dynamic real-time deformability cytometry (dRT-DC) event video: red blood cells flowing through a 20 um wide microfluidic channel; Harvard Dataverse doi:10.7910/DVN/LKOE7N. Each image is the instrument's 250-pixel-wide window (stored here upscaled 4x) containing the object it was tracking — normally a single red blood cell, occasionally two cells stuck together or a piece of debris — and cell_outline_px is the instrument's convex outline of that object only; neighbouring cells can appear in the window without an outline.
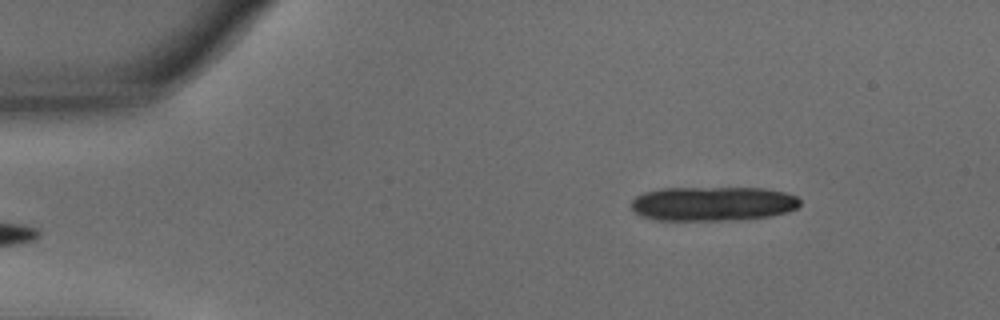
{"species": "common noctule bat (a hibernating species)", "species_latin": "Nyctalus noctula", "temperature_condition": "warm", "stored_images_in_passage": 12, "camera_frame_rate_fps": 3000, "um_per_image_px": 0.085, "animal": {"sex": "male", "body_mass_g": 15.6}, "frame": {"image": 1, "passage_image": 2, "time_ms": 0.333, "image_size_px": [1000, 320], "cell_outline_px": [[800, 204], [796, 208], [788, 212], [768, 216], [736, 220], [656, 220], [640, 216], [632, 208], [632, 200], [636, 196], [644, 192], [660, 188], [764, 188], [784, 192], [796, 196], [800, 200]], "centroid_in_image_um": [60.58, 17.31], "position_along_channel_um": 24.4, "area_um2": 33.87}}